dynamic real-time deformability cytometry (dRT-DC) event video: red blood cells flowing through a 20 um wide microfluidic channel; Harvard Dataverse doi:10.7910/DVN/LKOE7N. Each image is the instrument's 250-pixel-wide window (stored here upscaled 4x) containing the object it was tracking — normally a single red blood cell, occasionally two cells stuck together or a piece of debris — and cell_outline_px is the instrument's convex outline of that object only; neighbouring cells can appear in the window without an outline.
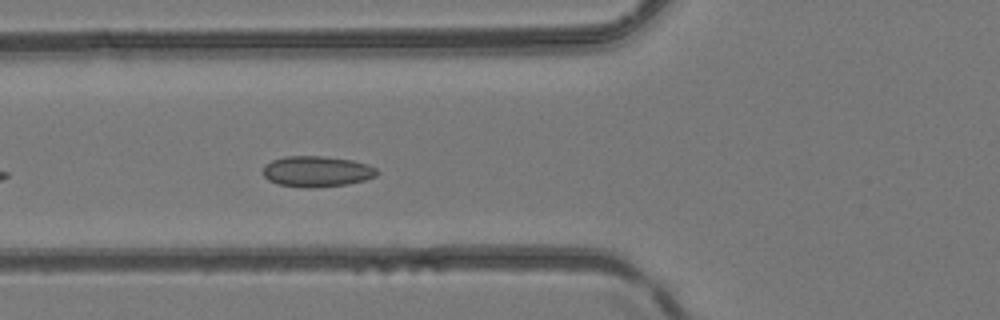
{"species": "common noctule bat (a hibernating species)", "species_latin": "Nyctalus noctula", "temperature_condition": "room temperature", "stored_images_in_passage": 4, "camera_frame_rate_fps": 3000, "um_per_image_px": 0.085, "animal": {"sex": "female", "body_mass_g": 24.6, "forearm_length_mm": 56.2}, "frame": {"image": 1, "passage_image": 4, "time_ms": 4.0, "image_size_px": [1000, 320], "cell_outline_px": [[380, 172], [376, 176], [364, 180], [348, 184], [312, 188], [308, 188], [276, 184], [268, 180], [264, 176], [264, 164], [272, 160], [284, 156], [324, 156], [352, 160], [368, 164], [376, 168]], "centroid_in_image_um": [26.93, 14.57], "position_along_channel_um": 98.9, "area_um2": 20.63}}